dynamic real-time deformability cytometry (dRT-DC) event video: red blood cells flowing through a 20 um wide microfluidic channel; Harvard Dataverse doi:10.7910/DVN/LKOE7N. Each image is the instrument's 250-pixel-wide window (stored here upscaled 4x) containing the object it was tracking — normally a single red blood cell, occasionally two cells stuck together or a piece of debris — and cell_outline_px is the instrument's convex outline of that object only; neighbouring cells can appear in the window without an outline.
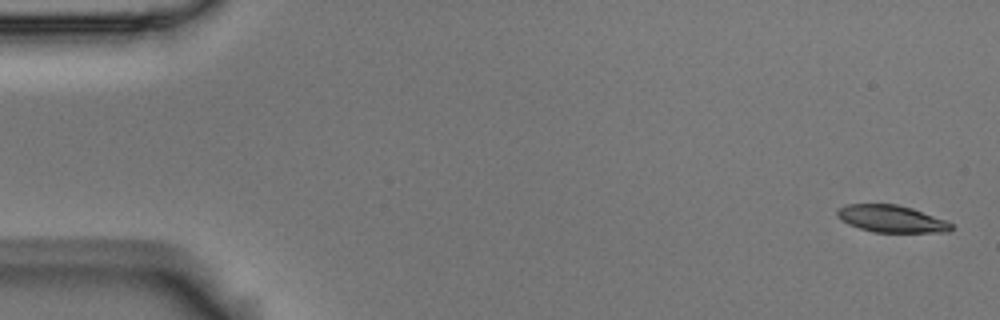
{"species": "Egyptian fruit bat (a non-hibernating species)", "species_latin": "Rousettus aegyptiacus", "temperature_condition": "room temperature", "stored_images_in_passage": 5, "camera_frame_rate_fps": 3000, "um_per_image_px": 0.085, "animal": {"sex": "male"}, "frame": {"image": 1, "passage_image": 1, "time_ms": 0.0, "image_size_px": [1000, 320], "cell_outline_px": [[952, 228], [948, 232], [872, 232], [848, 224], [840, 220], [836, 216], [836, 212], [840, 208], [848, 204], [896, 204], [912, 208], [944, 220], [952, 224]], "centroid_in_image_um": [75.73, 18.6], "position_along_channel_um": 9.3, "area_um2": 17.86}}
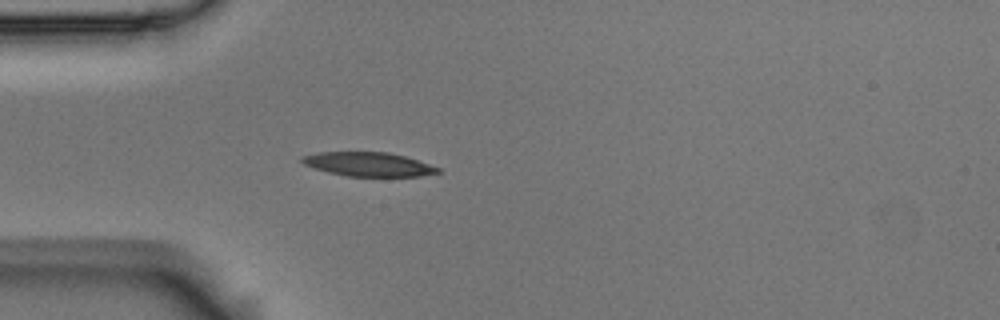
{"frame": {"image": 2, "passage_image": 5, "time_ms": 1.333, "image_size_px": [1000, 320], "cell_outline_px": [[440, 172], [420, 176], [348, 176], [328, 172], [312, 168], [304, 164], [300, 160], [300, 156], [320, 152], [388, 152], [404, 156], [440, 168]], "centroid_in_image_um": [31.26, 13.96], "position_along_channel_um": 53.7, "area_um2": 18.9}}